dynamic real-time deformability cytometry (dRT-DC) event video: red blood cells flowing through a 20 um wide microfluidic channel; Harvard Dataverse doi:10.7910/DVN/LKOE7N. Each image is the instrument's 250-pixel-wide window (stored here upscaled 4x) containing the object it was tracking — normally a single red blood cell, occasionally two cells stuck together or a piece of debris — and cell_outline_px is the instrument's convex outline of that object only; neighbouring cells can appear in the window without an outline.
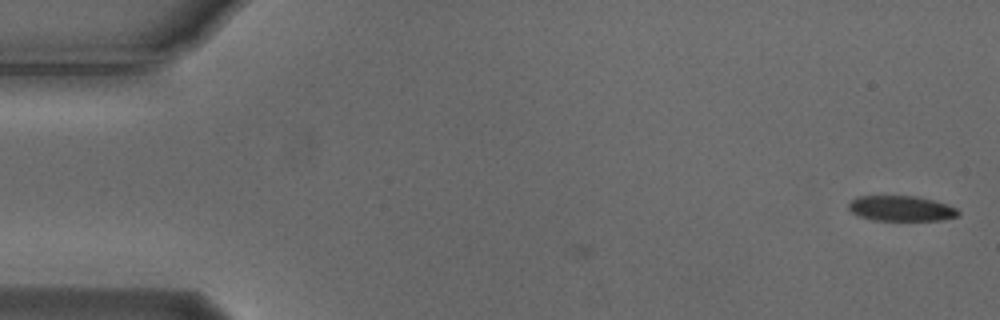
{"species": "Egyptian fruit bat (a non-hibernating species)", "species_latin": "Rousettus aegyptiacus", "temperature_condition": "cold", "stored_images_in_passage": 6, "camera_frame_rate_fps": 3000, "um_per_image_px": 0.085, "animal": {"sex": "male"}, "frame": {"image": 1, "passage_image": 6, "time_ms": 1.667, "image_size_px": [1000, 320], "cell_outline_px": [[960, 216], [940, 220], [872, 220], [856, 216], [848, 208], [848, 204], [856, 196], [916, 196], [932, 200], [956, 208], [960, 212]], "centroid_in_image_um": [76.56, 17.72], "position_along_channel_um": 8.4, "area_um2": 16.18}}